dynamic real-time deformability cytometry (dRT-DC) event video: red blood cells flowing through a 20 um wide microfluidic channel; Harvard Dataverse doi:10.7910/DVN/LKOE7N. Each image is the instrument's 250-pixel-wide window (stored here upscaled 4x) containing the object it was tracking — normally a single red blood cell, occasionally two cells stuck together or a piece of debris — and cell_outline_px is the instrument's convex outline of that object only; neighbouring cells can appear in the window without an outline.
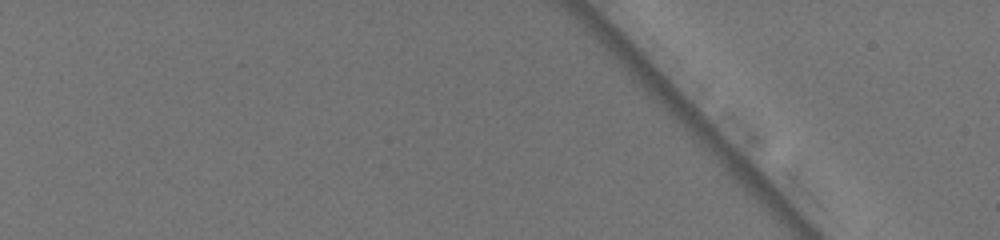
{"species": "common noctule bat (a hibernating species)", "species_latin": "Nyctalus noctula", "temperature_condition": "warm", "stored_images_in_passage": 3, "camera_frame_rate_fps": 3000, "um_per_image_px": 0.085, "animal": {"sex": "female", "body_mass_g": 19.5, "forearm_length_mm": 54.1}, "frame": {"image": 1, "passage_image": 2, "time_ms": 0.333, "image_size_px": [1000, 240], "cell_outline_px": [[948, 88], [932, 116], [920, 136], [916, 136], [896, 116], [892, 108], [892, 104], [920, 80], [932, 72]], "centroid_in_image_um": [78.19, 8.79], "position_along_channel_um": 6.8, "area_um2": 13.64}}